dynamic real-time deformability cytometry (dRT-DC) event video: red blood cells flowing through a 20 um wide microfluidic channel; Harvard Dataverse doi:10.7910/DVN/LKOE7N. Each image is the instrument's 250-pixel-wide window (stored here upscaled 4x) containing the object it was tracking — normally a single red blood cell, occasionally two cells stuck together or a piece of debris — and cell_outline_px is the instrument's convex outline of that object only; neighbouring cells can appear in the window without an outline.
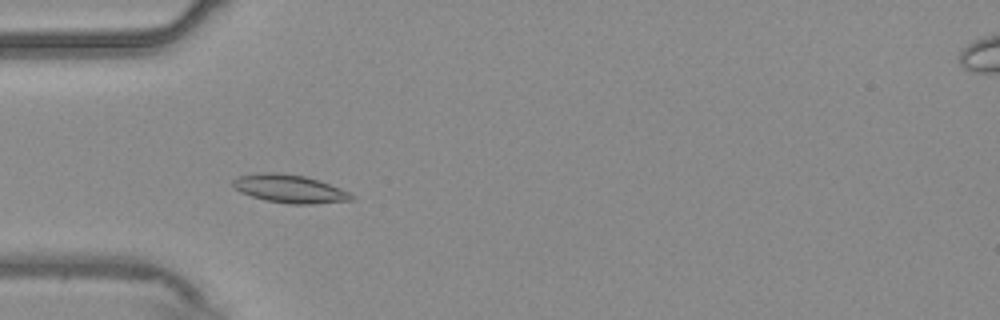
{"species": "common noctule bat (a hibernating species)", "species_latin": "Nyctalus noctula", "temperature_condition": "warm", "stored_images_in_passage": 45, "camera_frame_rate_fps": 3000, "um_per_image_px": 0.085, "animal": {"sex": "male", "body_mass_g": 20.4}, "frame": {"image": 1, "passage_image": 7, "time_ms": 2.0, "image_size_px": [1000, 320], "cell_outline_px": [[356, 196], [352, 200], [316, 204], [288, 204], [264, 200], [240, 192], [232, 188], [232, 180], [240, 176], [264, 172], [276, 172], [304, 176], [340, 188]], "centroid_in_image_um": [24.59, 16.06], "position_along_channel_um": 60.4, "area_um2": 19.42}}
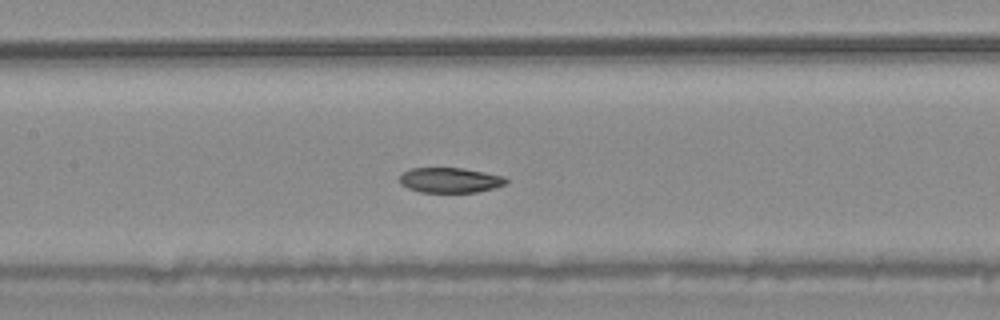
{"frame": {"image": 2, "passage_image": 16, "time_ms": 5.0, "image_size_px": [1000, 320], "cell_outline_px": [[508, 180], [504, 184], [492, 188], [476, 192], [420, 192], [408, 188], [400, 184], [400, 176], [404, 172], [412, 168], [464, 168], [504, 176]], "centroid_in_image_um": [38.24, 15.31], "position_along_channel_um": 169.2, "area_um2": 15.43}}
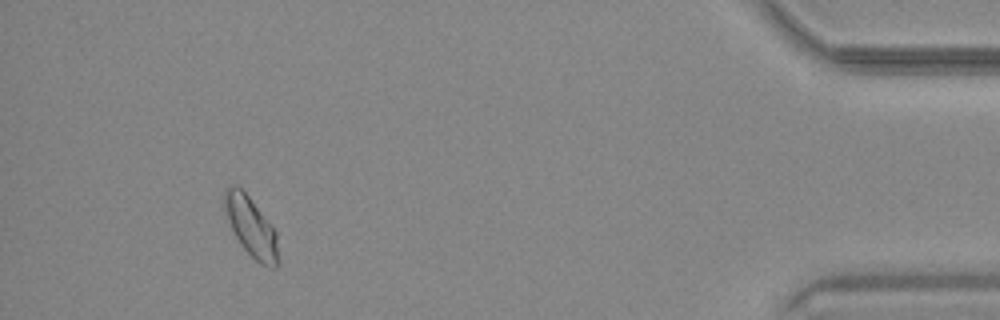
{"frame": {"image": 3, "passage_image": 41, "time_ms": 13.333, "image_size_px": [1000, 320], "cell_outline_px": [[276, 268], [272, 268], [260, 264], [240, 244], [228, 220], [224, 208], [224, 188], [232, 184], [236, 184], [248, 196], [276, 232]], "centroid_in_image_um": [21.29, 19.24], "position_along_channel_um": 413.9, "area_um2": 17.98}, "authors_computed_cell_mechanics": {"area_um2": 16.9354, "velocity_mm_per_s": 3.6911, "shape_relaxation_time_tau1_ms": 2.8883, "shape_relaxation_time_tau2_ms": null, "deformation_change_tau1": 0.0803, "deformation_change_tau2": null}}